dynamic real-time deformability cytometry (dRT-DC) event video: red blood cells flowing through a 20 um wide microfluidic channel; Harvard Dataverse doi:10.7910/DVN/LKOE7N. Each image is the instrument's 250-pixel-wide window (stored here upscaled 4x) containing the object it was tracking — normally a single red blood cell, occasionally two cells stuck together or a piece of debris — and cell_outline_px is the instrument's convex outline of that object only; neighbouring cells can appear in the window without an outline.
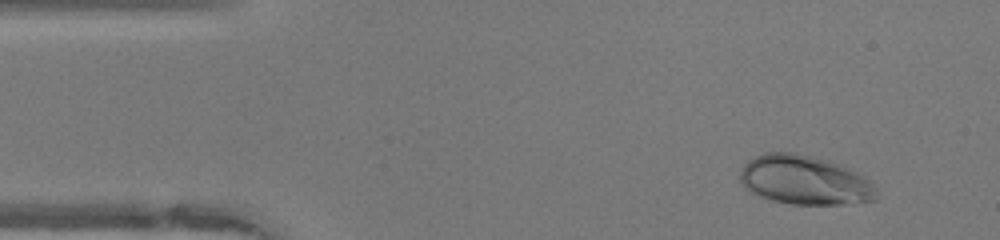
{"species": "human", "species_latin": "Homo sapiens", "temperature_condition": "warm", "stored_images_in_passage": 45, "camera_frame_rate_fps": 3000, "um_per_image_px": 0.085, "donor": {"sex": "female"}, "frame": {"image": 1, "passage_image": 1, "time_ms": 0.0, "image_size_px": [1000, 240], "cell_outline_px": [[880, 196], [876, 200], [844, 204], [792, 204], [772, 200], [748, 192], [740, 180], [740, 172], [744, 164], [748, 160], [764, 152], [796, 152], [844, 164], [868, 180], [880, 192]], "centroid_in_image_um": [68.41, 15.3], "position_along_channel_um": 16.6, "area_um2": 39.54}}
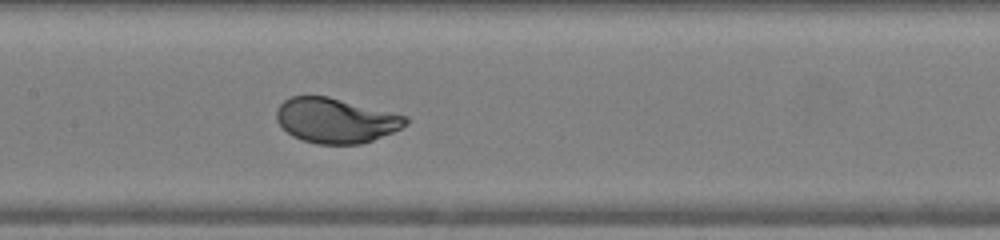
{"frame": {"image": 2, "passage_image": 19, "time_ms": 6.0, "image_size_px": [1000, 240], "cell_outline_px": [[408, 124], [392, 132], [372, 140], [360, 144], [316, 144], [292, 136], [276, 120], [276, 108], [284, 100], [292, 96], [328, 96], [408, 116]], "centroid_in_image_um": [28.53, 10.23], "position_along_channel_um": 178.9, "area_um2": 33.7}}
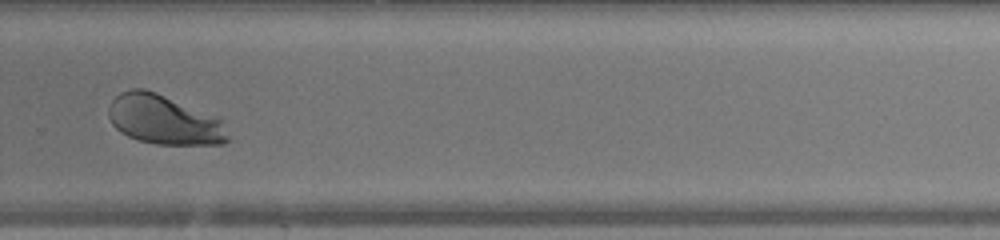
{"frame": {"image": 3, "passage_image": 29, "time_ms": 9.333, "image_size_px": [1000, 240], "cell_outline_px": [[228, 140], [224, 144], [156, 144], [140, 140], [128, 136], [120, 132], [112, 124], [108, 116], [108, 108], [112, 100], [120, 92], [132, 88], [144, 88], [156, 92], [220, 116], [228, 136]], "centroid_in_image_um": [13.95, 10.16], "position_along_channel_um": 315.9, "area_um2": 34.68}, "authors_computed_cell_mechanics": {"area_um2": 35.1424, "velocity_mm_per_s": 4.1181, "shape_relaxation_time_tau1_ms": 2.7932, "shape_relaxation_time_tau2_ms": null, "deformation_change_tau1": 0.1751, "deformation_change_tau2": null}}